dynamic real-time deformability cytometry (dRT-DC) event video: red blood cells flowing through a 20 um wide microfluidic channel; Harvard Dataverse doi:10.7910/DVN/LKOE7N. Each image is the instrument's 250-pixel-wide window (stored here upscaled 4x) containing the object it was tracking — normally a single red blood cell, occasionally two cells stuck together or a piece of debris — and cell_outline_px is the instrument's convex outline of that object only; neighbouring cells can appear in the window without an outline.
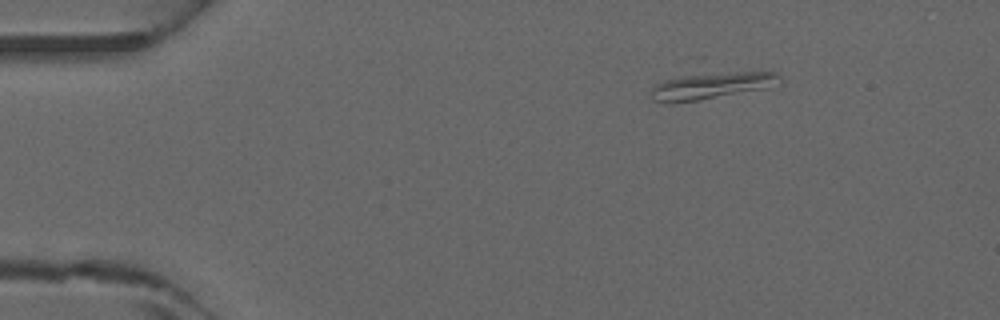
{"species": "common noctule bat (a hibernating species)", "species_latin": "Nyctalus noctula", "temperature_condition": "warm", "stored_images_in_passage": 3, "camera_frame_rate_fps": 3000, "um_per_image_px": 0.085, "animal": {"sex": "male", "forearm_length_mm": 52.5}, "frame": {"image": 1, "passage_image": 1, "time_ms": 0.0, "image_size_px": [1000, 320], "cell_outline_px": [[780, 76], [764, 88], [700, 100], [672, 104], [668, 104], [652, 100], [648, 96], [652, 88], [656, 84], [680, 76], [696, 72], [776, 72]], "centroid_in_image_um": [60.27, 7.29], "position_along_channel_um": 24.7, "area_um2": 19.88}}
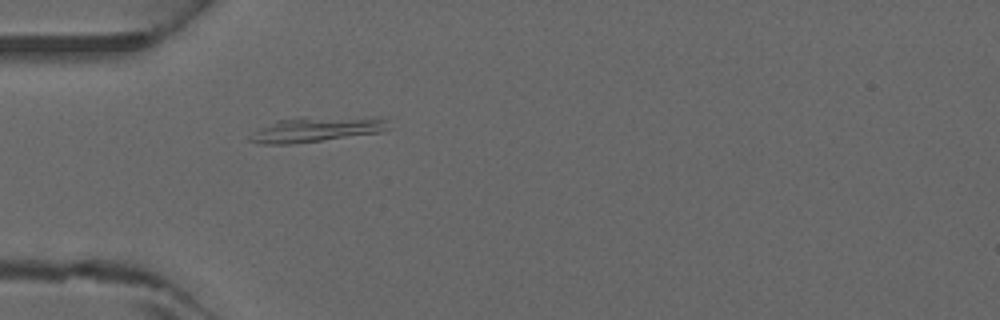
{"frame": {"image": 2, "passage_image": 3, "time_ms": 0.667, "image_size_px": [1000, 320], "cell_outline_px": [[392, 128], [380, 132], [292, 144], [260, 144], [248, 140], [248, 136], [260, 128], [276, 120], [304, 116], [388, 120]], "centroid_in_image_um": [26.79, 11.01], "position_along_channel_um": 58.2, "area_um2": 19.77}}